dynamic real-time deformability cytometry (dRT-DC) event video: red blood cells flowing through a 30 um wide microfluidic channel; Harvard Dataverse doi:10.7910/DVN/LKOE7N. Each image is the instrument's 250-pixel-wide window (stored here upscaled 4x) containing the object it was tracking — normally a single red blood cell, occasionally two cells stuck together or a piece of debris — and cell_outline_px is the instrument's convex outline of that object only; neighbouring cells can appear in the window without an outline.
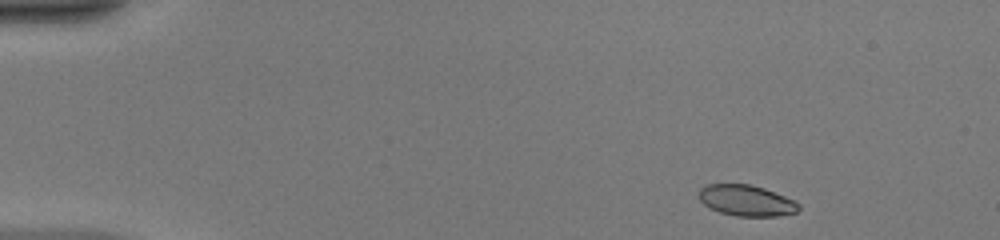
{"species": "common noctule bat (a hibernating species)", "species_latin": "Nyctalus noctula", "temperature_condition": "warm", "stored_images_in_passage": 45, "camera_frame_rate_fps": 3000, "um_per_image_px": 0.085, "animal": {"sex": "female", "body_mass_g": 20.0, "forearm_length_mm": 54.0}, "frame": {"image": 1, "passage_image": 1, "time_ms": 0.0, "image_size_px": [1000, 240], "cell_outline_px": [[800, 208], [796, 212], [776, 216], [736, 216], [720, 212], [704, 204], [700, 200], [700, 188], [704, 184], [752, 184], [764, 188], [796, 200], [800, 204]], "centroid_in_image_um": [63.47, 17.03], "position_along_channel_um": 21.5, "area_um2": 18.03}}
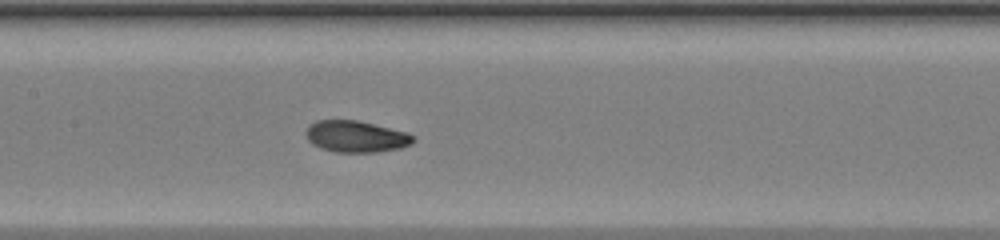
{"frame": {"image": 2, "passage_image": 20, "time_ms": 6.333, "image_size_px": [1000, 240], "cell_outline_px": [[416, 140], [412, 144], [400, 148], [376, 152], [336, 152], [320, 148], [312, 144], [308, 140], [304, 132], [308, 124], [316, 120], [356, 120], [408, 132], [416, 136]], "centroid_in_image_um": [30.26, 11.6], "position_along_channel_um": 177.1, "area_um2": 20.0}}
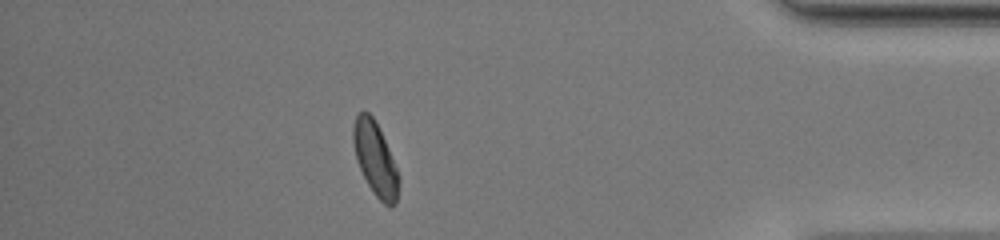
{"frame": {"image": 3, "passage_image": 39, "time_ms": 12.667, "image_size_px": [1000, 240], "cell_outline_px": [[400, 180], [396, 204], [392, 208], [388, 208], [372, 192], [356, 160], [352, 140], [352, 128], [356, 116], [360, 112], [368, 112], [372, 116], [380, 128], [400, 176]], "centroid_in_image_um": [31.91, 13.54], "position_along_channel_um": 403.3, "area_um2": 19.71}, "authors_computed_cell_mechanics": {"area_um2": 19.363, "velocity_mm_per_s": 4.1597, "shape_relaxation_time_tau1_ms": 4.6139, "shape_relaxation_time_tau2_ms": 1.8208, "deformation_change_tau1": 0.1734, "deformation_change_tau2": 0.062}}